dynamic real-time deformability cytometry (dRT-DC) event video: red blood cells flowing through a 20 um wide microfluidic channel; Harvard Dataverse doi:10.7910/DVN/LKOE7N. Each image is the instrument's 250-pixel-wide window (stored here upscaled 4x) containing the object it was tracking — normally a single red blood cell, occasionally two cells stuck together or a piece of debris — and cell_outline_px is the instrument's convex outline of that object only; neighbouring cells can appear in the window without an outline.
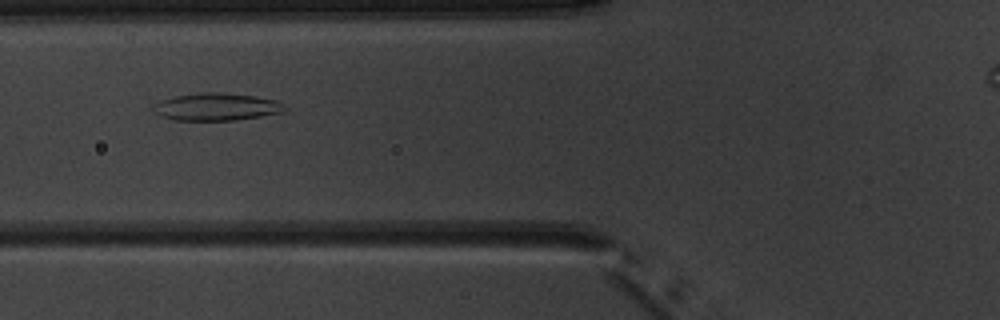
{"species": "common noctule bat (a hibernating species)", "species_latin": "Nyctalus noctula", "temperature_condition": "warm", "stored_images_in_passage": 7, "camera_frame_rate_fps": 3000, "um_per_image_px": 0.085, "animal": {"sex": "male", "body_mass_g": 20.1, "forearm_length_mm": 53.5}, "frame": {"image": 1, "passage_image": 6, "time_ms": 5.667, "image_size_px": [1000, 320], "cell_outline_px": [[284, 112], [236, 120], [172, 120], [160, 116], [152, 108], [160, 100], [172, 96], [204, 92], [216, 92], [256, 96], [276, 100], [284, 104]], "centroid_in_image_um": [18.38, 9.08], "position_along_channel_um": 107.4, "area_um2": 20.98}}